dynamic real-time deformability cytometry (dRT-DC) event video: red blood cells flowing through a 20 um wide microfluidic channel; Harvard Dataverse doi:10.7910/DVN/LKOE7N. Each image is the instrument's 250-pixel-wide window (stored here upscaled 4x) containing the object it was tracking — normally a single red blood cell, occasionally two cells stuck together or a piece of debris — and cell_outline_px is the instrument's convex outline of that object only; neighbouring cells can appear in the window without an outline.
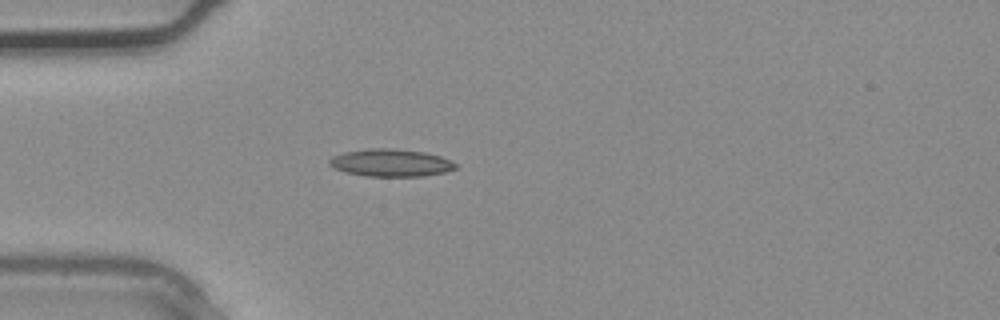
{"species": "common noctule bat (a hibernating species)", "species_latin": "Nyctalus noctula", "temperature_condition": "warm", "stored_images_in_passage": 3, "camera_frame_rate_fps": 3000, "um_per_image_px": 0.085, "animal": {"sex": "male", "body_mass_g": 20.4}, "frame": {"image": 1, "passage_image": 3, "time_ms": 0.667, "image_size_px": [1000, 320], "cell_outline_px": [[456, 168], [444, 172], [424, 176], [364, 176], [344, 172], [332, 168], [328, 164], [328, 160], [332, 156], [344, 152], [372, 148], [392, 148], [424, 152], [440, 156], [456, 164]], "centroid_in_image_um": [33.15, 13.84], "position_along_channel_um": 51.8, "area_um2": 20.23}}